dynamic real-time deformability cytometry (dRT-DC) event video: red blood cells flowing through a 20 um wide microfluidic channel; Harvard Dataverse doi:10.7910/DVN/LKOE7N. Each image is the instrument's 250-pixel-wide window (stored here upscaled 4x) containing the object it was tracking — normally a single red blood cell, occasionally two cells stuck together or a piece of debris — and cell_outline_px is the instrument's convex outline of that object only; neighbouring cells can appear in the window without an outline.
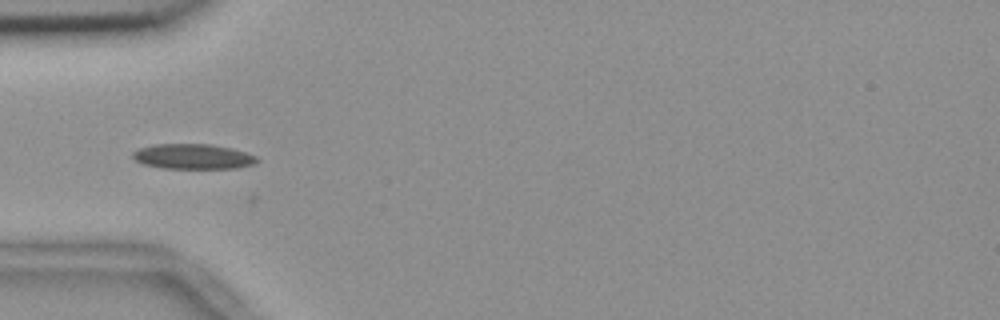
{"species": "common noctule bat (a hibernating species)", "species_latin": "Nyctalus noctula", "temperature_condition": "room temperature", "stored_images_in_passage": 3, "camera_frame_rate_fps": 3000, "um_per_image_px": 0.085, "animal": {"sex": "female", "body_mass_g": 18.4}, "frame": {"image": 1, "passage_image": 2, "time_ms": 0.333, "image_size_px": [1000, 320], "cell_outline_px": [[260, 160], [256, 164], [236, 168], [164, 168], [144, 164], [136, 160], [132, 156], [132, 152], [140, 148], [156, 144], [212, 144], [232, 148], [256, 156]], "centroid_in_image_um": [16.45, 13.3], "position_along_channel_um": 68.6, "area_um2": 18.15}}